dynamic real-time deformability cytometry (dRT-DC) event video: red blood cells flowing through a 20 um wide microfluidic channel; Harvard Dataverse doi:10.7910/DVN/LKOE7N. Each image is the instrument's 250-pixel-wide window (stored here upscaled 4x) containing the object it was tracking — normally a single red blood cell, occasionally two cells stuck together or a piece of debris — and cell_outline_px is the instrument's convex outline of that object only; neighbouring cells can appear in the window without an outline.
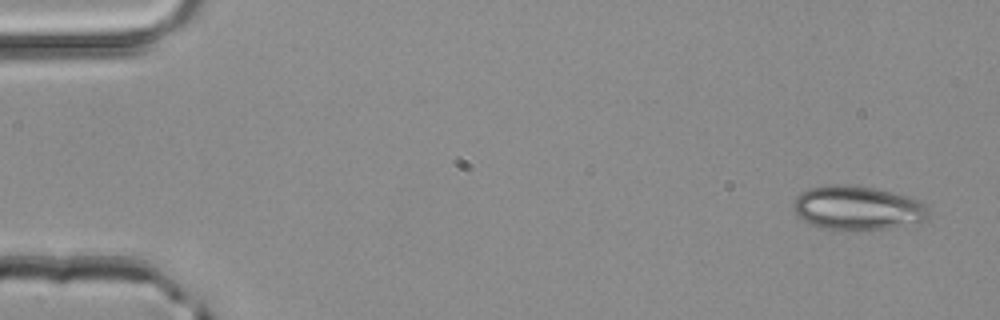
{"species": "common noctule bat (a hibernating species)", "species_latin": "Nyctalus noctula", "temperature_condition": "room temperature", "stored_images_in_passage": 3, "camera_frame_rate_fps": 3000, "um_per_image_px": 0.085, "animal": {"sex": "male", "body_mass_g": 20.4}, "frame": {"image": 1, "passage_image": 1, "time_ms": 0.0, "image_size_px": [1000, 320], "cell_outline_px": [[928, 216], [924, 220], [888, 228], [820, 228], [808, 224], [796, 216], [792, 208], [792, 204], [796, 196], [800, 192], [808, 188], [828, 184], [848, 184], [876, 188], [908, 196], [920, 200], [928, 208]], "centroid_in_image_um": [72.81, 17.63], "position_along_channel_um": 12.2, "area_um2": 34.56}}